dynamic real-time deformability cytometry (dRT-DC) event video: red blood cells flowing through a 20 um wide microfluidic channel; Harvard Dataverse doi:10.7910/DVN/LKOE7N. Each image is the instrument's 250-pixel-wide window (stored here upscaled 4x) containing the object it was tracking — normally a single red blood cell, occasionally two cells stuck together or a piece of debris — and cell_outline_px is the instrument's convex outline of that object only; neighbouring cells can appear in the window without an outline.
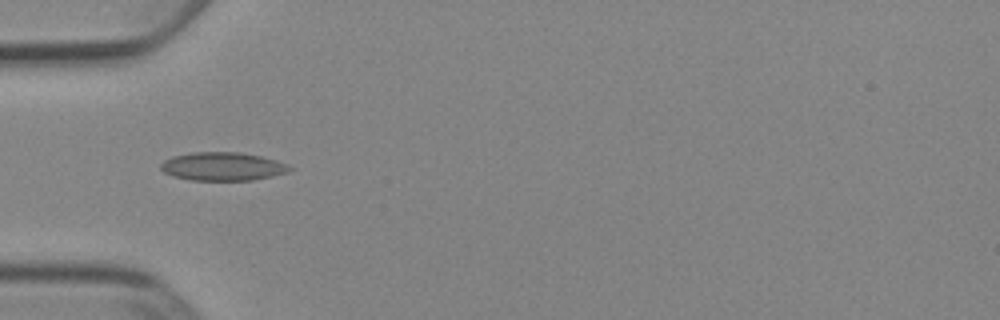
{"species": "Egyptian fruit bat (a non-hibernating species)", "species_latin": "Rousettus aegyptiacus", "temperature_condition": "cold", "stored_images_in_passage": 36, "camera_frame_rate_fps": 3000, "um_per_image_px": 0.085, "animal": {"sex": "female"}, "frame": {"image": 1, "passage_image": 1, "time_ms": 0.0, "image_size_px": [1000, 320], "cell_outline_px": [[292, 168], [288, 172], [272, 176], [252, 180], [192, 180], [172, 176], [164, 172], [160, 168], [160, 164], [164, 160], [172, 156], [192, 152], [240, 152], [260, 156], [276, 160], [288, 164]], "centroid_in_image_um": [18.91, 14.14], "position_along_channel_um": 66.1, "area_um2": 21.33}}
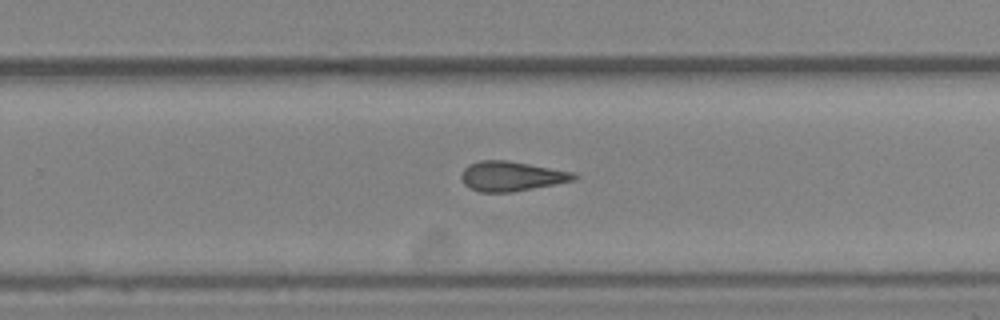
{"frame": {"image": 2, "passage_image": 18, "time_ms": 5.667, "image_size_px": [1000, 320], "cell_outline_px": [[580, 176], [576, 180], [556, 184], [512, 192], [480, 192], [464, 184], [460, 176], [464, 168], [468, 164], [480, 160], [508, 160], [572, 172]], "centroid_in_image_um": [43.47, 14.97], "position_along_channel_um": 286.3, "area_um2": 19.54}}
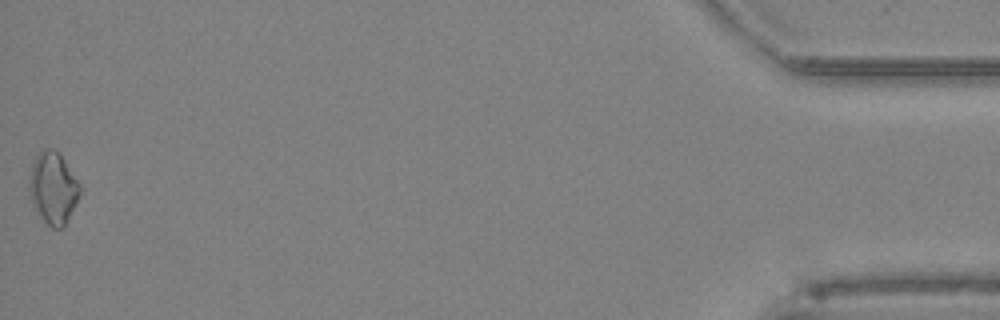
{"frame": {"image": 3, "passage_image": 36, "time_ms": 11.667, "image_size_px": [1000, 320], "cell_outline_px": [[80, 192], [64, 224], [60, 228], [52, 228], [32, 208], [28, 196], [28, 180], [32, 164], [36, 156], [44, 148], [56, 148], [80, 184]], "centroid_in_image_um": [4.45, 15.95], "position_along_channel_um": 430.8, "area_um2": 21.1}, "authors_computed_cell_mechanics": {"area_um2": 19.2474, "velocity_mm_per_s": 3.93, "shape_relaxation_time_tau1_ms": null, "shape_relaxation_time_tau2_ms": 3.7309, "deformation_change_tau1": null, "deformation_change_tau2": 0.0954}}